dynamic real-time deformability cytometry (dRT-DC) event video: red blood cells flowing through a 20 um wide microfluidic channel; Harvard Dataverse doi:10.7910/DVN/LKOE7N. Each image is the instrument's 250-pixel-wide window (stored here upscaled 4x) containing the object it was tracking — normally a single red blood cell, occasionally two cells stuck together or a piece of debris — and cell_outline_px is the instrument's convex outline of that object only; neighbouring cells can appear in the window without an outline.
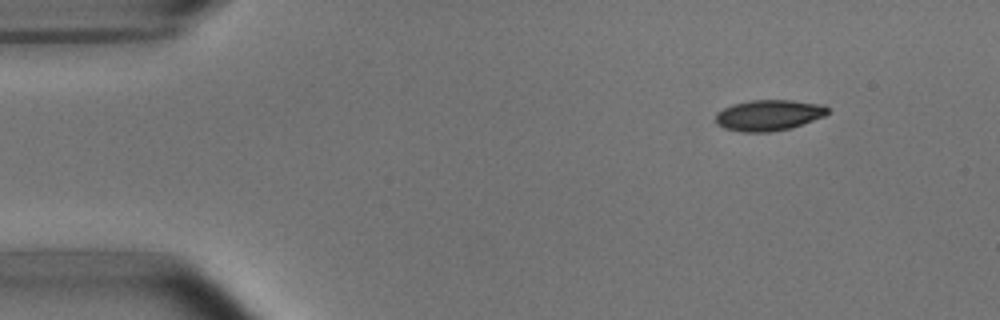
{"species": "common noctule bat (a hibernating species)", "species_latin": "Nyctalus noctula", "temperature_condition": "room temperature", "stored_images_in_passage": 5, "camera_frame_rate_fps": 3000, "um_per_image_px": 0.085, "animal": {"sex": "male", "body_mass_g": 15.6}, "frame": {"image": 1, "passage_image": 1, "time_ms": 0.0, "image_size_px": [1000, 320], "cell_outline_px": [[828, 112], [824, 116], [792, 128], [768, 132], [740, 132], [724, 128], [716, 124], [716, 112], [732, 104], [752, 100], [792, 100], [824, 104], [828, 108]], "centroid_in_image_um": [65.33, 9.79], "position_along_channel_um": 19.7, "area_um2": 20.29}}
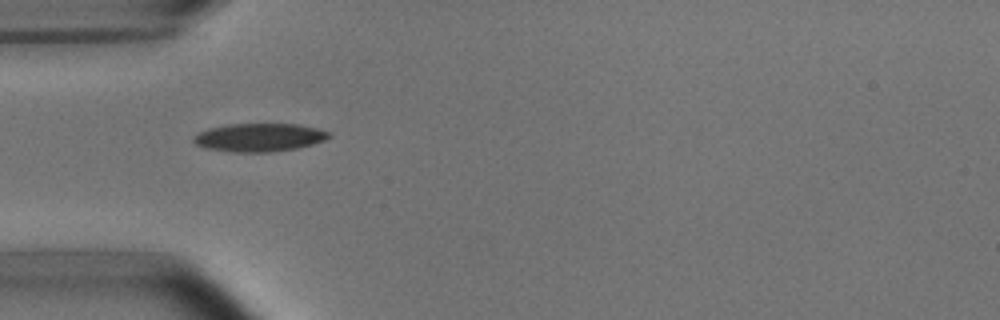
{"frame": {"image": 2, "passage_image": 4, "time_ms": 3.333, "image_size_px": [1000, 320], "cell_outline_px": [[332, 136], [324, 140], [312, 144], [296, 148], [268, 152], [232, 152], [204, 148], [196, 144], [192, 140], [192, 136], [208, 128], [228, 124], [300, 124], [332, 132]], "centroid_in_image_um": [22.03, 11.68], "position_along_channel_um": 63.0, "area_um2": 22.37}}